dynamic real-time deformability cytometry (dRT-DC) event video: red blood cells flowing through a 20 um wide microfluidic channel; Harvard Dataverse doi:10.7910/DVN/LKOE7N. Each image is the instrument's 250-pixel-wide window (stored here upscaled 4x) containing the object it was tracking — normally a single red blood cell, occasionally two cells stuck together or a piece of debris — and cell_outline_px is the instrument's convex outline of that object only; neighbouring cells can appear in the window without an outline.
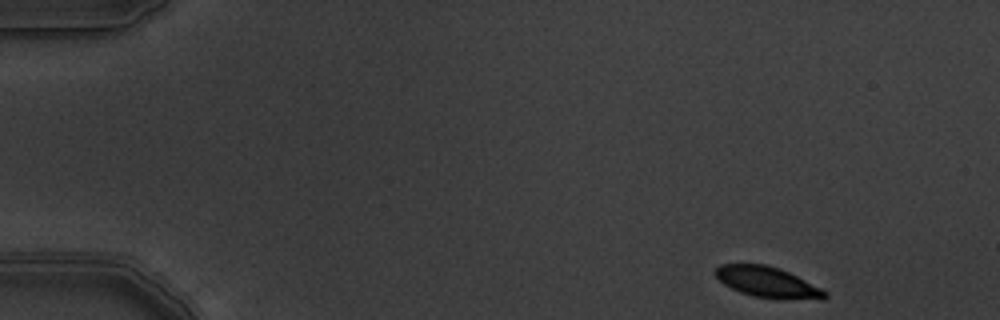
{"species": "common noctule bat (a hibernating species)", "species_latin": "Nyctalus noctula", "temperature_condition": "warm", "stored_images_in_passage": 8, "camera_frame_rate_fps": 3000, "um_per_image_px": 0.085, "animal": {"sex": "male", "body_mass_g": 19.5, "forearm_length_mm": 54.6}, "frame": {"image": 1, "passage_image": 1, "time_ms": 0.0, "image_size_px": [1000, 320], "cell_outline_px": [[828, 296], [824, 300], [820, 300], [752, 296], [740, 292], [724, 284], [712, 272], [720, 264], [764, 264], [780, 268], [828, 292]], "centroid_in_image_um": [65.23, 23.97], "position_along_channel_um": 19.8, "area_um2": 19.31}}
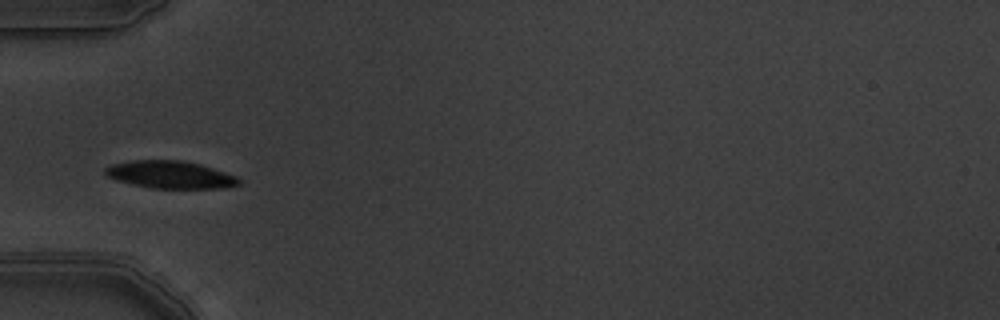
{"frame": {"image": 2, "passage_image": 5, "time_ms": 1.333, "image_size_px": [1000, 320], "cell_outline_px": [[244, 180], [240, 184], [224, 188], [152, 188], [132, 184], [116, 180], [108, 176], [104, 172], [104, 168], [112, 164], [132, 160], [184, 160], [200, 164], [236, 176]], "centroid_in_image_um": [14.49, 14.84], "position_along_channel_um": 70.5, "area_um2": 21.44}}